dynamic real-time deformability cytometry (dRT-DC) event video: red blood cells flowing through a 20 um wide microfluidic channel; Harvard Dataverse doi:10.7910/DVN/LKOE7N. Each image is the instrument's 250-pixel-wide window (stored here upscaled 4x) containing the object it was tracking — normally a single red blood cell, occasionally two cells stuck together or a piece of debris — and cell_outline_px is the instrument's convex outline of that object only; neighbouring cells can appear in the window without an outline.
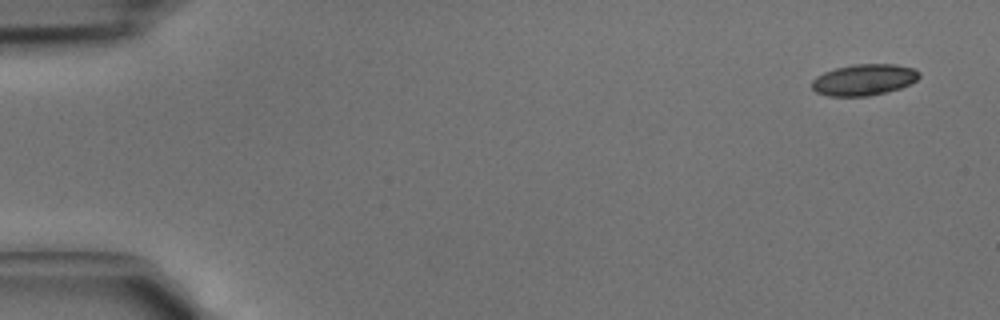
{"species": "common noctule bat (a hibernating species)", "species_latin": "Nyctalus noctula", "temperature_condition": "cold", "stored_images_in_passage": 4, "camera_frame_rate_fps": 3000, "um_per_image_px": 0.085, "animal": {"sex": "male", "body_mass_g": 15.6}, "frame": {"image": 1, "passage_image": 1, "time_ms": 0.0, "image_size_px": [1000, 320], "cell_outline_px": [[920, 76], [916, 80], [900, 88], [868, 96], [828, 96], [816, 92], [812, 88], [812, 80], [816, 76], [824, 72], [836, 68], [856, 64], [896, 64], [916, 68], [920, 72]], "centroid_in_image_um": [73.44, 6.77], "position_along_channel_um": 11.6, "area_um2": 19.54}}
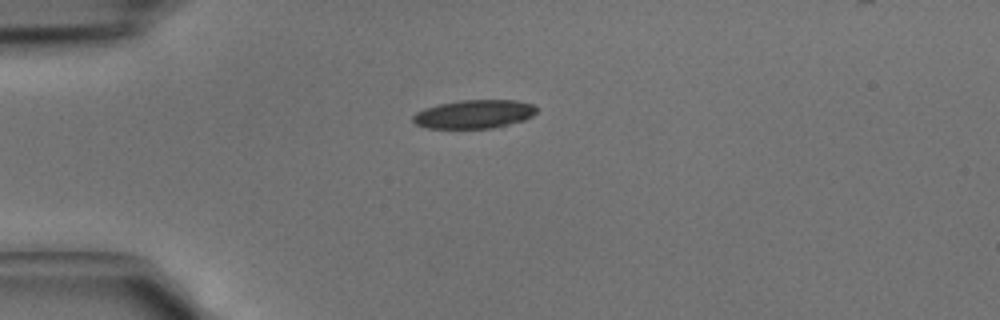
{"frame": {"image": 2, "passage_image": 3, "time_ms": 0.667, "image_size_px": [1000, 320], "cell_outline_px": [[536, 112], [532, 116], [524, 120], [492, 128], [424, 128], [416, 124], [412, 120], [412, 116], [416, 112], [424, 108], [440, 104], [460, 100], [516, 100], [532, 104], [536, 108]], "centroid_in_image_um": [40.27, 9.7], "position_along_channel_um": 44.7, "area_um2": 20.52}}